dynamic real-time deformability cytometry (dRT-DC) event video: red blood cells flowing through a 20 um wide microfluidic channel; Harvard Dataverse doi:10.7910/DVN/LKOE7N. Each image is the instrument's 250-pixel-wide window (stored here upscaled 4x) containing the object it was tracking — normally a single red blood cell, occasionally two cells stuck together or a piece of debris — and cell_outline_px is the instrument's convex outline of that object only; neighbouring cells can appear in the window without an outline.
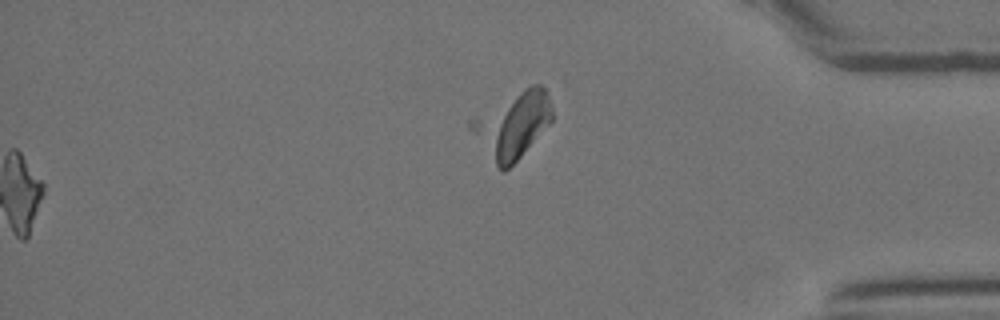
{"species": "Egyptian fruit bat (a non-hibernating species)", "species_latin": "Rousettus aegyptiacus", "temperature_condition": "room temperature", "stored_images_in_passage": 32, "camera_frame_rate_fps": 3000, "um_per_image_px": 0.085, "animal": {"sex": "female"}, "frame": {"image": 1, "passage_image": 31, "time_ms": 10.0, "image_size_px": [1000, 320], "cell_outline_px": [[552, 120], [520, 156], [504, 172], [496, 164], [468, 128], [468, 120], [524, 88], [532, 84], [540, 84], [548, 92], [552, 108]], "centroid_in_image_um": [43.58, 10.57], "position_along_channel_um": 391.6, "area_um2": 30.23}}